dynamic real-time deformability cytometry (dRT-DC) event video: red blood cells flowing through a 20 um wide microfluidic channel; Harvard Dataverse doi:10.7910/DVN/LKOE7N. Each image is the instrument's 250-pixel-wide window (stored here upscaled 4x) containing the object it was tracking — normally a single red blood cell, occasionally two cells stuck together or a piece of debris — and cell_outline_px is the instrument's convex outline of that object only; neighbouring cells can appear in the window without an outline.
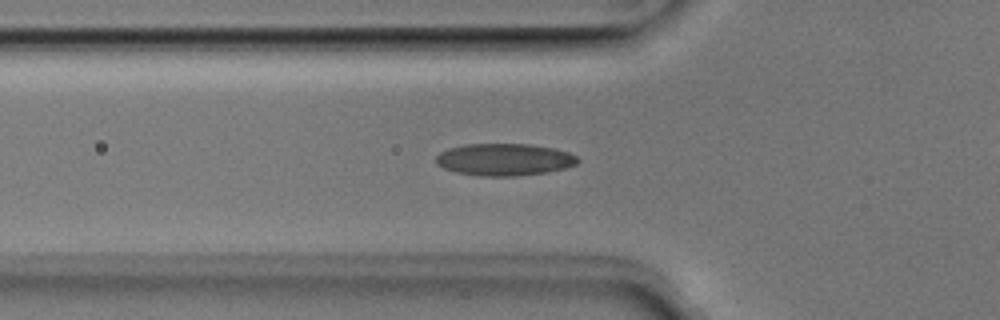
{"species": "Egyptian fruit bat (a non-hibernating species)", "species_latin": "Rousettus aegyptiacus", "temperature_condition": "room temperature", "stored_images_in_passage": 43, "camera_frame_rate_fps": 3000, "um_per_image_px": 0.085, "animal": {"sex": "male"}, "frame": {"image": 1, "passage_image": 13, "time_ms": 4.0, "image_size_px": [1000, 320], "cell_outline_px": [[580, 160], [576, 164], [564, 168], [548, 172], [512, 176], [480, 176], [456, 172], [444, 168], [436, 164], [436, 156], [440, 152], [448, 148], [464, 144], [532, 144], [552, 148], [568, 152], [576, 156]], "centroid_in_image_um": [42.85, 13.56], "position_along_channel_um": 83.0, "area_um2": 26.53}}
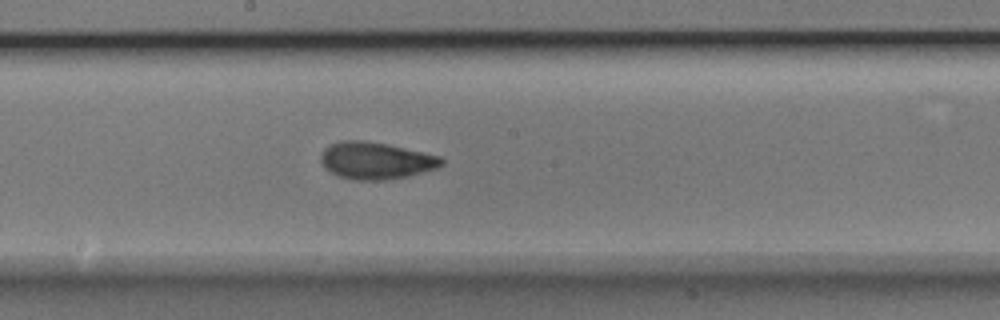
{"frame": {"image": 2, "passage_image": 23, "time_ms": 7.333, "image_size_px": [1000, 320], "cell_outline_px": [[444, 164], [436, 168], [408, 176], [384, 180], [356, 180], [336, 176], [324, 168], [320, 160], [320, 156], [324, 148], [332, 144], [344, 140], [364, 140], [388, 144], [424, 152], [440, 156], [444, 160]], "centroid_in_image_um": [31.93, 13.65], "position_along_channel_um": 216.3, "area_um2": 26.18}}
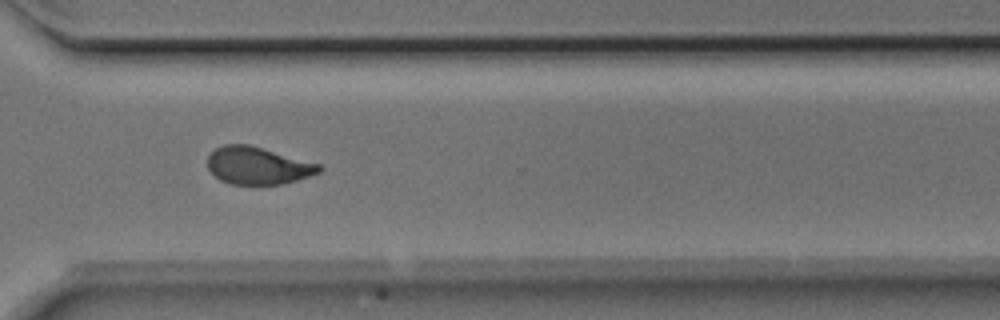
{"frame": {"image": 3, "passage_image": 33, "time_ms": 10.667, "image_size_px": [1000, 320], "cell_outline_px": [[324, 168], [320, 172], [296, 180], [280, 184], [232, 184], [220, 180], [208, 168], [208, 156], [216, 148], [224, 144], [248, 144], [320, 164]], "centroid_in_image_um": [21.91, 14.07], "position_along_channel_um": 348.7, "area_um2": 24.04}, "authors_computed_cell_mechanics": {"area_um2": 24.565, "velocity_mm_per_s": 3.9866, "shape_relaxation_time_tau1_ms": 6.0187, "shape_relaxation_time_tau2_ms": 1.5278, "deformation_change_tau1": 0.1694, "deformation_change_tau2": 0.0707}}